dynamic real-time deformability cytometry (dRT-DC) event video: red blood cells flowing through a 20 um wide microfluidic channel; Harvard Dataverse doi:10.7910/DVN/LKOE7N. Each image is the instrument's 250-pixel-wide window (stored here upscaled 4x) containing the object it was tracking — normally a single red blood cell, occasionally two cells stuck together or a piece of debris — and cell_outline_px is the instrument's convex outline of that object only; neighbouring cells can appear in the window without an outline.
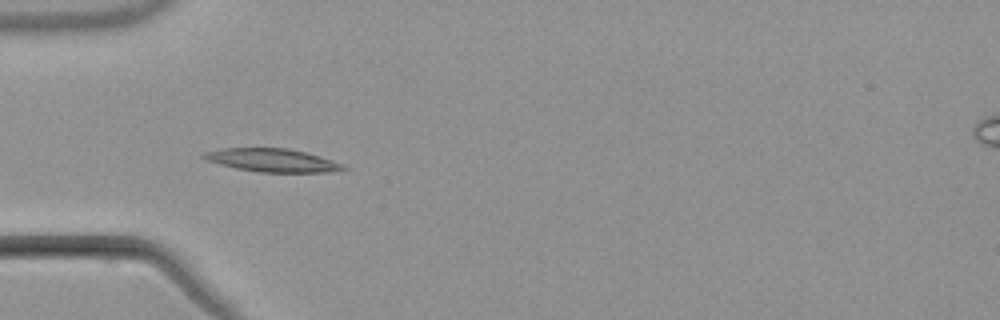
{"species": "common noctule bat (a hibernating species)", "species_latin": "Nyctalus noctula", "temperature_condition": "warm", "stored_images_in_passage": 5, "camera_frame_rate_fps": 3000, "um_per_image_px": 0.085, "animal": {"sex": "male", "body_mass_g": 21.5, "forearm_length_mm": 52.0}, "frame": {"image": 1, "passage_image": 5, "time_ms": 5.0, "image_size_px": [1000, 320], "cell_outline_px": [[348, 168], [328, 172], [260, 172], [236, 168], [220, 164], [208, 160], [200, 156], [204, 152], [220, 148], [288, 148], [304, 152], [332, 160], [344, 164]], "centroid_in_image_um": [23.13, 13.62], "position_along_channel_um": 61.9, "area_um2": 18.67}}